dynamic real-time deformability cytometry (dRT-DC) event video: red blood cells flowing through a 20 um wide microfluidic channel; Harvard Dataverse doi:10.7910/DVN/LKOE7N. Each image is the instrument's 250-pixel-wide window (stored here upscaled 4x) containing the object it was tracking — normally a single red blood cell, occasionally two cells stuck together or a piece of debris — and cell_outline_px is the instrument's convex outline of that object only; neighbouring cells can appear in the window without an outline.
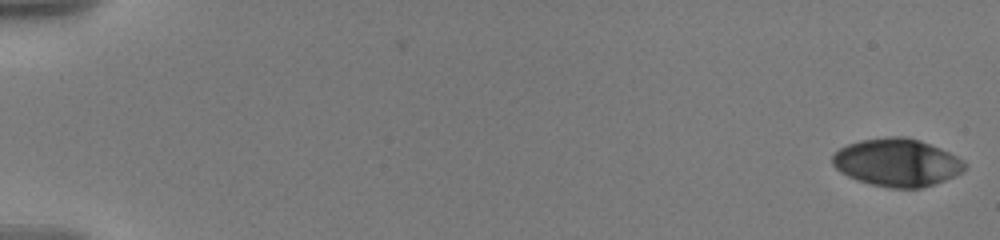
{"species": "human", "species_latin": "Homo sapiens", "temperature_condition": "warm", "stored_images_in_passage": 52, "camera_frame_rate_fps": 3000, "um_per_image_px": 0.085, "donor": {"sex": "male"}, "frame": {"image": 1, "passage_image": 1, "time_ms": 0.0, "image_size_px": [1000, 240], "cell_outline_px": [[968, 164], [960, 172], [944, 180], [920, 188], [888, 188], [856, 180], [840, 172], [832, 164], [832, 156], [840, 148], [848, 144], [860, 140], [888, 136], [908, 136], [920, 140], [940, 148], [964, 160]], "centroid_in_image_um": [76.22, 13.8], "position_along_channel_um": 8.8, "area_um2": 36.76}}
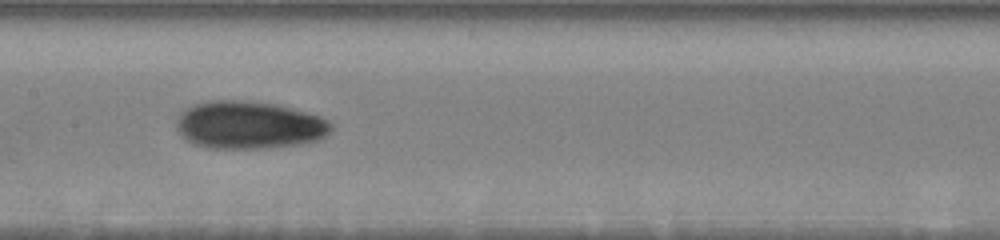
{"frame": {"image": 2, "passage_image": 20, "time_ms": 10.0, "image_size_px": [1000, 240], "cell_outline_px": [[332, 128], [320, 140], [300, 144], [268, 148], [212, 148], [192, 144], [176, 128], [176, 120], [180, 112], [192, 104], [212, 100], [240, 100], [276, 104], [320, 116], [328, 120], [332, 124]], "centroid_in_image_um": [21.16, 10.62], "position_along_channel_um": 186.2, "area_um2": 43.06}}
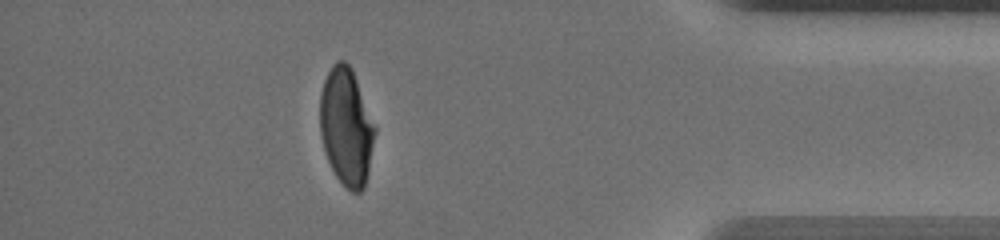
{"frame": {"image": 3, "passage_image": 44, "time_ms": 17.0, "image_size_px": [1000, 240], "cell_outline_px": [[376, 132], [364, 188], [360, 192], [352, 192], [336, 176], [328, 160], [324, 148], [320, 132], [320, 96], [324, 80], [332, 64], [336, 60], [344, 60], [352, 68], [376, 128]], "centroid_in_image_um": [29.43, 10.74], "position_along_channel_um": 405.8, "area_um2": 37.28}, "authors_computed_cell_mechanics": {"area_um2": 38.7549, "velocity_mm_per_s": 3.5823, "shape_relaxation_time_tau1_ms": 4.5988, "shape_relaxation_time_tau2_ms": 2.7455, "deformation_change_tau1": 0.1702, "deformation_change_tau2": 0.0491}}